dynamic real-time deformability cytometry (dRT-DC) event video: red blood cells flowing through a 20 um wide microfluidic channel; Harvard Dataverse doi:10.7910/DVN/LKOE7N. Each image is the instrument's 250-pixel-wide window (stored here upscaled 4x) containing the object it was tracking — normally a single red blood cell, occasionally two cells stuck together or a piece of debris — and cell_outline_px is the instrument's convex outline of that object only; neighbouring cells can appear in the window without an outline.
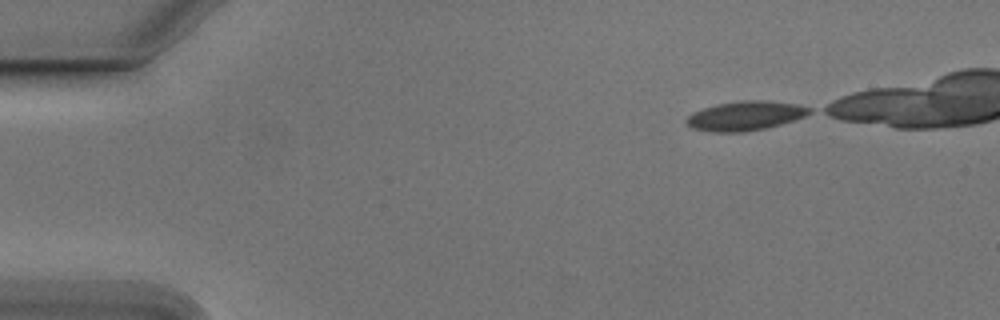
{"species": "Egyptian fruit bat (a non-hibernating species)", "species_latin": "Rousettus aegyptiacus", "temperature_condition": "cold", "stored_images_in_passage": 11, "camera_frame_rate_fps": 3000, "um_per_image_px": 0.085, "animal": {"sex": "male"}, "frame": {"image": 1, "passage_image": 1, "time_ms": 0.0, "image_size_px": [1000, 320], "cell_outline_px": [[812, 112], [804, 116], [780, 124], [764, 128], [744, 132], [712, 132], [692, 128], [684, 120], [692, 112], [716, 104], [740, 100], [756, 100], [796, 104], [812, 108]], "centroid_in_image_um": [63.31, 9.84], "position_along_channel_um": 21.7, "area_um2": 20.81}}